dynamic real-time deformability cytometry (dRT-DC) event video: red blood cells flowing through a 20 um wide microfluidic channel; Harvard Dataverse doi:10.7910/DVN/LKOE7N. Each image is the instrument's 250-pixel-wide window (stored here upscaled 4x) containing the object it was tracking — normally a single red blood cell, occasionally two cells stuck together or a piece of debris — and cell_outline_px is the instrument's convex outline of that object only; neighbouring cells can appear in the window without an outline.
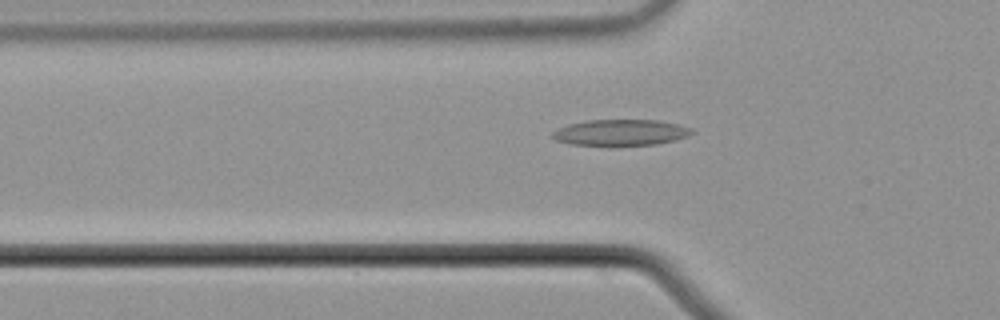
{"species": "common noctule bat (a hibernating species)", "species_latin": "Nyctalus noctula", "temperature_condition": "cold", "stored_images_in_passage": 54, "camera_frame_rate_fps": 3000, "um_per_image_px": 0.085, "animal": {"sex": "male", "body_mass_g": 21.5, "forearm_length_mm": 52.0}, "frame": {"image": 1, "passage_image": 18, "time_ms": 5.667, "image_size_px": [1000, 320], "cell_outline_px": [[692, 132], [688, 136], [676, 140], [656, 144], [620, 148], [608, 148], [568, 144], [556, 140], [552, 136], [552, 132], [556, 128], [568, 124], [588, 120], [656, 120], [676, 124], [692, 128]], "centroid_in_image_um": [52.69, 11.32], "position_along_channel_um": 73.1, "area_um2": 22.2}}
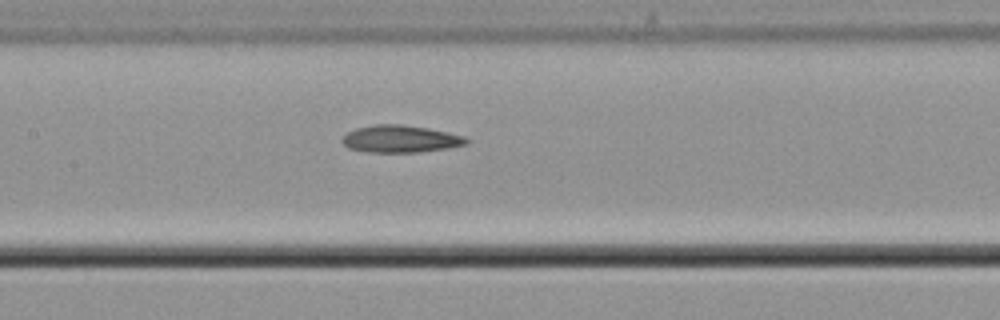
{"frame": {"image": 2, "passage_image": 26, "time_ms": 8.333, "image_size_px": [1000, 320], "cell_outline_px": [[472, 140], [468, 144], [448, 148], [416, 152], [368, 152], [348, 148], [340, 140], [348, 132], [356, 128], [372, 124], [400, 124], [428, 128], [464, 136]], "centroid_in_image_um": [34.05, 11.8], "position_along_channel_um": 173.4, "area_um2": 19.77}}
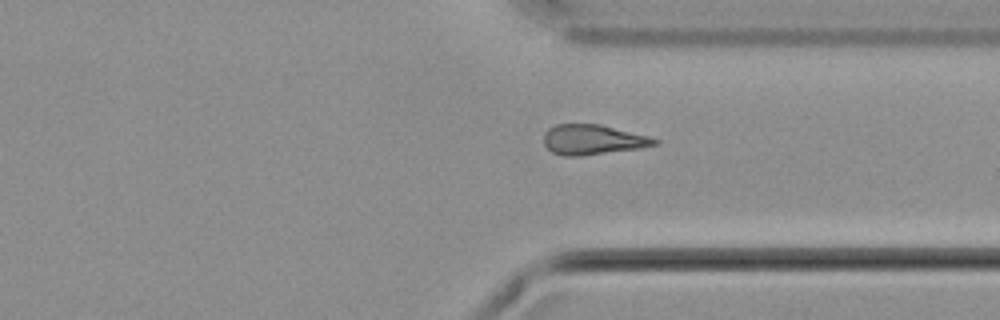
{"frame": {"image": 3, "passage_image": 41, "time_ms": 13.333, "image_size_px": [1000, 320], "cell_outline_px": [[660, 144], [640, 148], [580, 156], [564, 156], [552, 152], [544, 144], [544, 132], [548, 128], [556, 124], [600, 124], [648, 136], [660, 140]], "centroid_in_image_um": [50.39, 11.87], "position_along_channel_um": 361.0, "area_um2": 19.42}, "authors_computed_cell_mechanics": {"area_um2": 20.0855, "velocity_mm_per_s": 3.747, "shape_relaxation_time_tau1_ms": null, "shape_relaxation_time_tau2_ms": 8.1582, "deformation_change_tau1": null, "deformation_change_tau2": 0.1943}}